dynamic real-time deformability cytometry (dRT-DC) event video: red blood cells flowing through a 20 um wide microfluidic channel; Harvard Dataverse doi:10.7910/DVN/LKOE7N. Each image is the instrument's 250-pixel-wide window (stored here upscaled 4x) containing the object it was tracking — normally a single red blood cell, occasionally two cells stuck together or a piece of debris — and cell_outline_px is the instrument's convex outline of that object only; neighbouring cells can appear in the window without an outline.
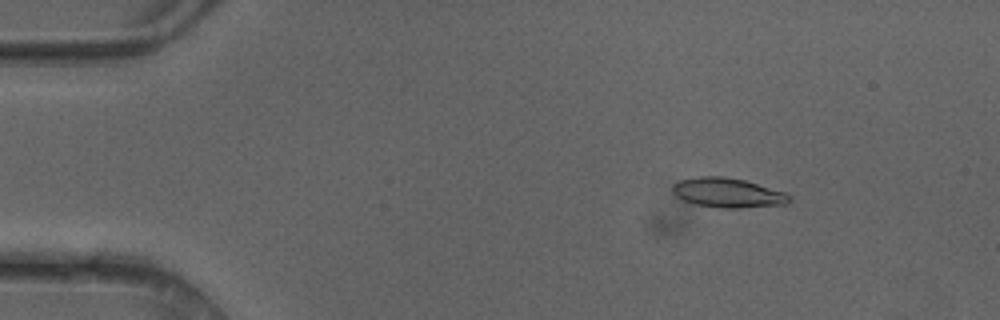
{"species": "common noctule bat (a hibernating species)", "species_latin": "Nyctalus noctula", "temperature_condition": "cold", "stored_images_in_passage": 14, "camera_frame_rate_fps": 3000, "um_per_image_px": 0.085, "animal": {"sex": "female"}, "frame": {"image": 1, "passage_image": 7, "time_ms": 2.0, "image_size_px": [1000, 320], "cell_outline_px": [[792, 200], [788, 204], [740, 208], [720, 208], [696, 204], [684, 200], [676, 196], [672, 192], [672, 184], [680, 180], [700, 176], [720, 176], [744, 180], [784, 192], [792, 196]], "centroid_in_image_um": [61.87, 16.39], "position_along_channel_um": 23.1, "area_um2": 20.11}}